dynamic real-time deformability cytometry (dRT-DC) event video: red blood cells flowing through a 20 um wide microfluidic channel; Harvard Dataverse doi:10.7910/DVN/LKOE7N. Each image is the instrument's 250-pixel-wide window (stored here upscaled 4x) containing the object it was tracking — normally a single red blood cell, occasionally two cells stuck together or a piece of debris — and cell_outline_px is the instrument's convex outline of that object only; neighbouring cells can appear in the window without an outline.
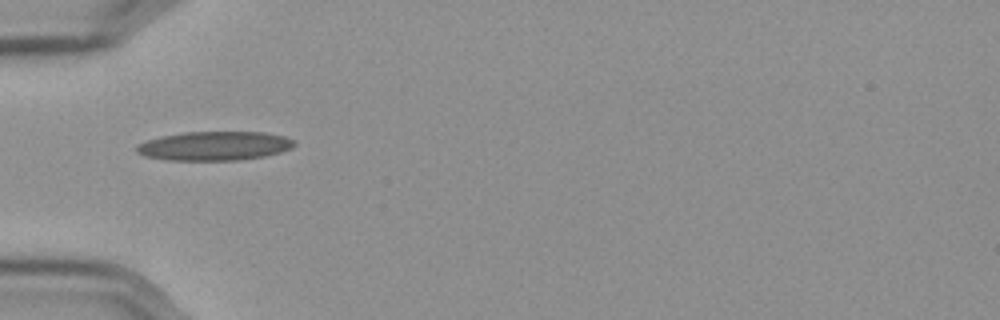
{"species": "Egyptian fruit bat (a non-hibernating species)", "species_latin": "Rousettus aegyptiacus", "temperature_condition": "cold", "stored_images_in_passage": 39, "camera_frame_rate_fps": 3000, "um_per_image_px": 0.085, "frame": {"image": 1, "passage_image": 1, "time_ms": 0.0, "image_size_px": [1000, 320], "cell_outline_px": [[296, 144], [292, 148], [280, 152], [264, 156], [236, 160], [168, 160], [144, 156], [136, 152], [136, 144], [144, 140], [160, 136], [184, 132], [264, 132], [284, 136], [292, 140]], "centroid_in_image_um": [18.17, 12.4], "position_along_channel_um": 66.8, "area_um2": 26.76}}
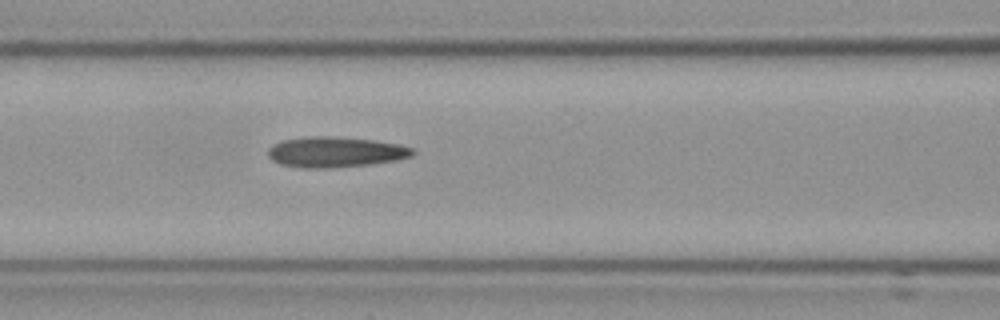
{"frame": {"image": 2, "passage_image": 7, "time_ms": 2.0, "image_size_px": [1000, 320], "cell_outline_px": [[416, 152], [412, 156], [396, 160], [368, 164], [328, 168], [300, 168], [280, 164], [272, 160], [268, 156], [268, 148], [272, 144], [280, 140], [308, 136], [332, 136], [376, 140], [400, 144], [412, 148]], "centroid_in_image_um": [28.48, 12.91], "position_along_channel_um": 138.1, "area_um2": 25.95}}
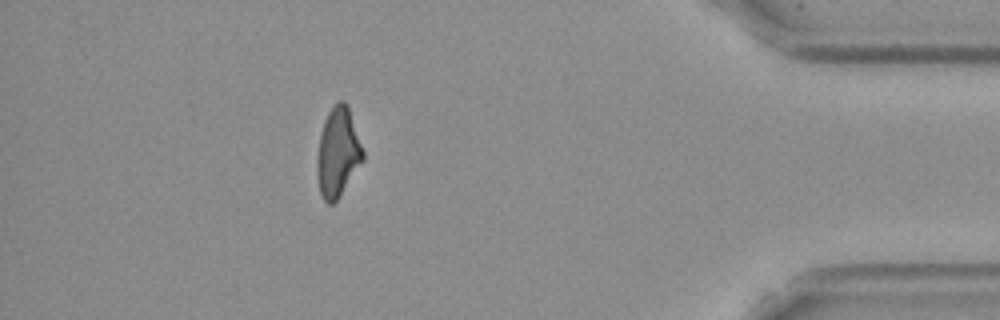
{"frame": {"image": 3, "passage_image": 33, "time_ms": 10.667, "image_size_px": [1000, 320], "cell_outline_px": [[364, 160], [336, 200], [332, 204], [328, 204], [320, 196], [316, 172], [316, 156], [320, 136], [328, 112], [340, 100], [344, 100], [348, 104], [364, 152]], "centroid_in_image_um": [28.71, 12.97], "position_along_channel_um": 406.5, "area_um2": 23.81}, "authors_computed_cell_mechanics": {"area_um2": 24.7384, "velocity_mm_per_s": 3.591, "shape_relaxation_time_tau1_ms": null, "shape_relaxation_time_tau2_ms": 4.4888, "deformation_change_tau1": null, "deformation_change_tau2": 0.155}}